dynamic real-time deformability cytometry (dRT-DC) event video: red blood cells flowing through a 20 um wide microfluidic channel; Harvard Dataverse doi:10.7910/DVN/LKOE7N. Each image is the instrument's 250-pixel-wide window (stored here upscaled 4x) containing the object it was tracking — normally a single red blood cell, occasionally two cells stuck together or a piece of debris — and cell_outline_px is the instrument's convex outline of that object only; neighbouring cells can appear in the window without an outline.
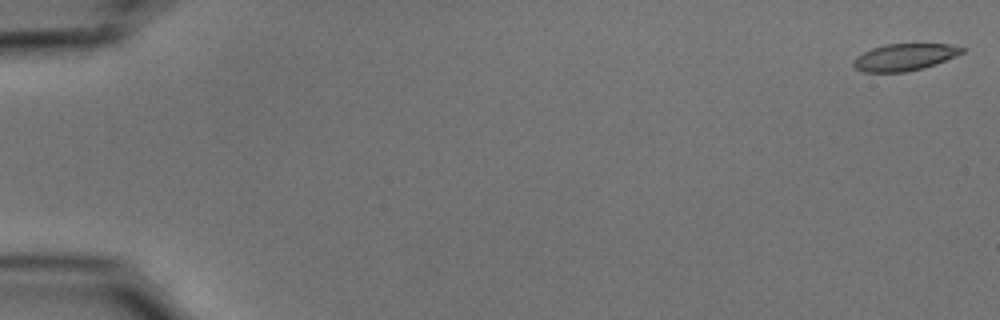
{"species": "common noctule bat (a hibernating species)", "species_latin": "Nyctalus noctula", "temperature_condition": "cold", "stored_images_in_passage": 8, "camera_frame_rate_fps": 3000, "um_per_image_px": 0.085, "animal": {"sex": "male", "body_mass_g": 15.6}, "frame": {"image": 1, "passage_image": 1, "time_ms": 0.0, "image_size_px": [1000, 320], "cell_outline_px": [[968, 48], [964, 52], [924, 68], [904, 72], [864, 72], [856, 68], [852, 64], [852, 60], [856, 56], [872, 48], [884, 44], [948, 44]], "centroid_in_image_um": [76.86, 4.85], "position_along_channel_um": 8.1, "area_um2": 16.99}}